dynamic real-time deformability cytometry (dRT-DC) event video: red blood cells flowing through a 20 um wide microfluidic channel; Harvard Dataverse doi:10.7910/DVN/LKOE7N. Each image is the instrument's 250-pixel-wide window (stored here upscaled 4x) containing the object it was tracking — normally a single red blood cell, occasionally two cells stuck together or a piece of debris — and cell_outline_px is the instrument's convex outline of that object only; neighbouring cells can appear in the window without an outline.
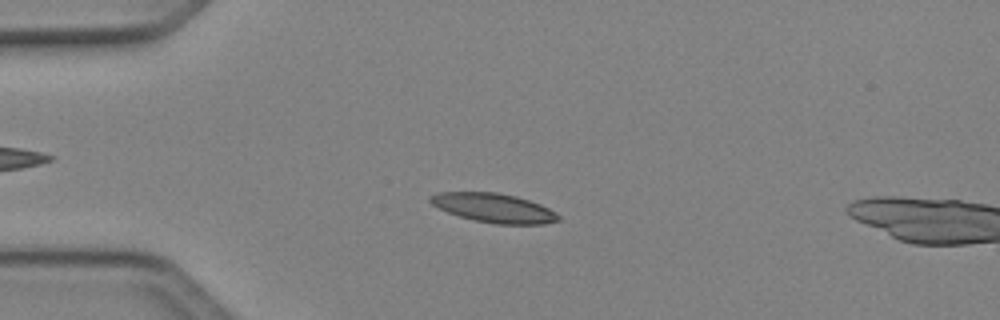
{"species": "Egyptian fruit bat (a non-hibernating species)", "species_latin": "Rousettus aegyptiacus", "temperature_condition": "cold", "stored_images_in_passage": 50, "camera_frame_rate_fps": 3000, "um_per_image_px": 0.085, "animal": {"sex": "female"}, "frame": {"image": 1, "passage_image": 12, "time_ms": 3.667, "image_size_px": [1000, 320], "cell_outline_px": [[560, 220], [544, 224], [496, 224], [476, 220], [460, 216], [448, 212], [432, 204], [428, 200], [428, 196], [436, 192], [496, 192], [516, 196], [540, 204], [556, 212], [560, 216]], "centroid_in_image_um": [41.97, 17.66], "position_along_channel_um": 43.0, "area_um2": 21.68}}
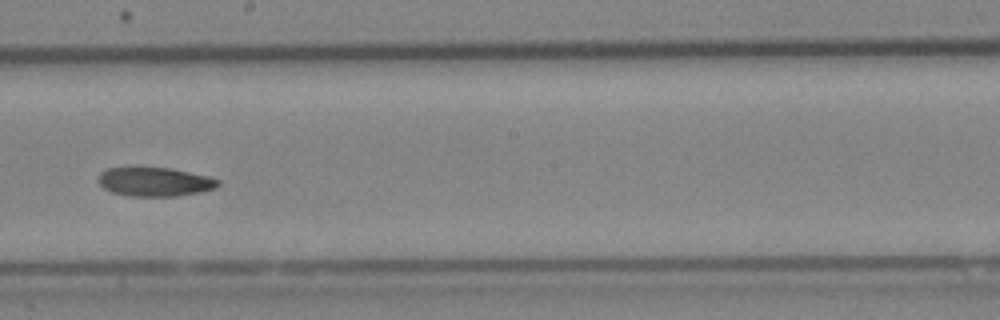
{"frame": {"image": 2, "passage_image": 28, "time_ms": 9.0, "image_size_px": [1000, 320], "cell_outline_px": [[220, 184], [216, 188], [200, 192], [176, 196], [128, 196], [112, 192], [104, 188], [100, 184], [100, 172], [108, 168], [172, 168], [208, 176], [220, 180]], "centroid_in_image_um": [13.2, 15.46], "position_along_channel_um": 235.0, "area_um2": 20.06}}
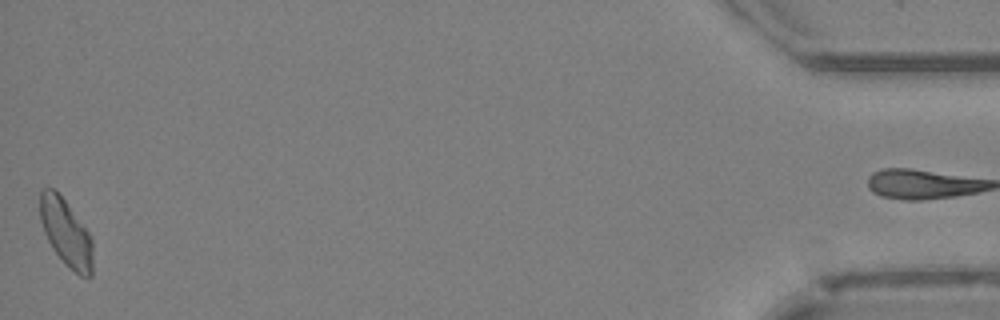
{"frame": {"image": 3, "passage_image": 49, "time_ms": 16.0, "image_size_px": [1000, 320], "cell_outline_px": [[92, 276], [88, 280], [80, 276], [64, 264], [52, 248], [44, 232], [40, 220], [40, 192], [44, 188], [52, 188], [64, 200], [92, 236]], "centroid_in_image_um": [5.63, 19.84], "position_along_channel_um": 429.6, "area_um2": 20.63}, "authors_computed_cell_mechanics": {"area_um2": 20.7213, "velocity_mm_per_s": 4.0941, "shape_relaxation_time_tau1_ms": 10.7176, "shape_relaxation_time_tau2_ms": 8.6194, "deformation_change_tau1": 0.1662, "deformation_change_tau2": 0.1524}}